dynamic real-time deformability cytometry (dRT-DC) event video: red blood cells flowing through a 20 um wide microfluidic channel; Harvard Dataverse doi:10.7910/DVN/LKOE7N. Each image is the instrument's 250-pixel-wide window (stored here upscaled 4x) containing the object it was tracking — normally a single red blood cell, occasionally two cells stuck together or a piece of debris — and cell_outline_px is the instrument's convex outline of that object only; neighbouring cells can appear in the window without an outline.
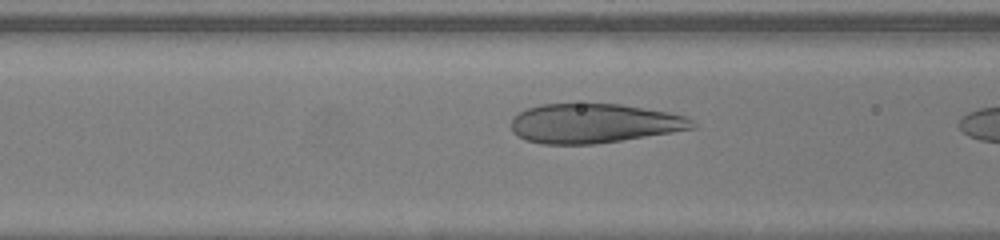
{"species": "human", "species_latin": "Homo sapiens", "temperature_condition": "warm", "stored_images_in_passage": 15, "camera_frame_rate_fps": 3000, "um_per_image_px": 0.085, "donor": {"sex": "female"}, "frame": {"image": 1, "passage_image": 13, "time_ms": 4.0, "image_size_px": [1000, 240], "cell_outline_px": [[696, 128], [672, 132], [596, 144], [544, 144], [524, 140], [516, 136], [512, 132], [512, 120], [520, 112], [528, 108], [540, 104], [620, 104], [668, 112], [684, 116], [692, 120], [696, 124]], "centroid_in_image_um": [50.47, 10.49], "position_along_channel_um": 116.1, "area_um2": 41.44}}